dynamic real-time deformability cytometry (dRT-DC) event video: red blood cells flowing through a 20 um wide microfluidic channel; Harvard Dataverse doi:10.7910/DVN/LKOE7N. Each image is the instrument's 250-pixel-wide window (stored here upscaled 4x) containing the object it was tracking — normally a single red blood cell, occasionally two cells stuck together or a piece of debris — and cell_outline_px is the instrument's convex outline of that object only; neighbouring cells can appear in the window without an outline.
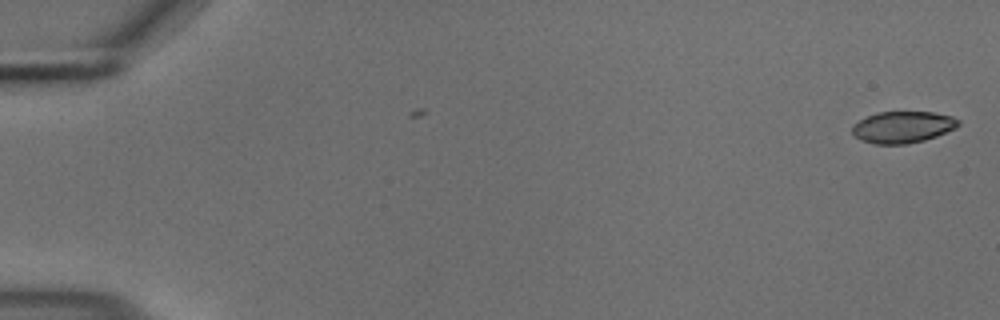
{"species": "common noctule bat (a hibernating species)", "species_latin": "Nyctalus noctula", "temperature_condition": "cold", "stored_images_in_passage": 3, "camera_frame_rate_fps": 3000, "um_per_image_px": 0.085, "animal": {"sex": "male", "body_mass_g": 18.8}, "frame": {"image": 1, "passage_image": 1, "time_ms": 0.0, "image_size_px": [1000, 320], "cell_outline_px": [[960, 124], [956, 128], [936, 136], [924, 140], [908, 144], [876, 144], [860, 140], [852, 132], [852, 124], [876, 112], [932, 112], [952, 116], [960, 120]], "centroid_in_image_um": [76.74, 10.8], "position_along_channel_um": 8.3, "area_um2": 19.59}}